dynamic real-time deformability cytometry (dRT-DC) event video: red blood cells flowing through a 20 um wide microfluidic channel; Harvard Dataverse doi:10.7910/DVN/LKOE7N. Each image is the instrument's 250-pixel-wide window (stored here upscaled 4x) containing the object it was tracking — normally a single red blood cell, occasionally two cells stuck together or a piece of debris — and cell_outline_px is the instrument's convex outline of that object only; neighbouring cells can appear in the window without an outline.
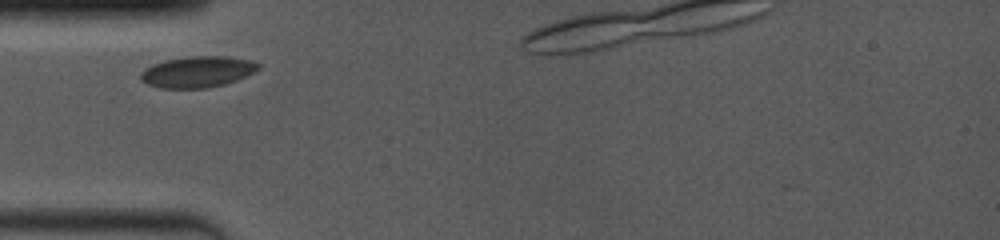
{"species": "common noctule bat (a hibernating species)", "species_latin": "Nyctalus noctula", "temperature_condition": "room temperature", "stored_images_in_passage": 58, "camera_frame_rate_fps": 4000, "um_per_image_px": 0.085, "animal": {"sex": "female", "body_mass_g": 19.0, "forearm_length_mm": 53.3}, "frame": {"image": 1, "passage_image": 1, "time_ms": 0.0, "image_size_px": [1000, 240], "cell_outline_px": [[260, 68], [256, 72], [236, 80], [224, 84], [208, 88], [160, 88], [148, 84], [140, 80], [140, 72], [144, 68], [152, 64], [164, 60], [188, 56], [228, 56], [252, 60], [260, 64]], "centroid_in_image_um": [16.79, 6.09], "position_along_channel_um": 68.2, "area_um2": 21.68}}
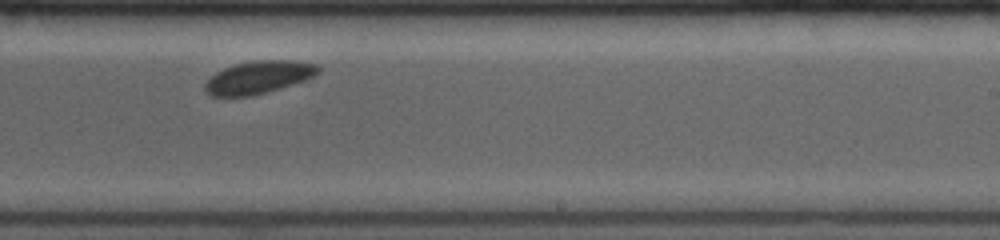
{"frame": {"image": 2, "passage_image": 31, "time_ms": 5.25, "image_size_px": [1000, 240], "cell_outline_px": [[320, 72], [304, 80], [280, 88], [252, 96], [212, 96], [204, 92], [204, 84], [216, 72], [224, 68], [236, 64], [256, 60], [292, 60], [316, 64], [320, 68]], "centroid_in_image_um": [21.96, 6.57], "position_along_channel_um": 267.0, "area_um2": 21.39}}
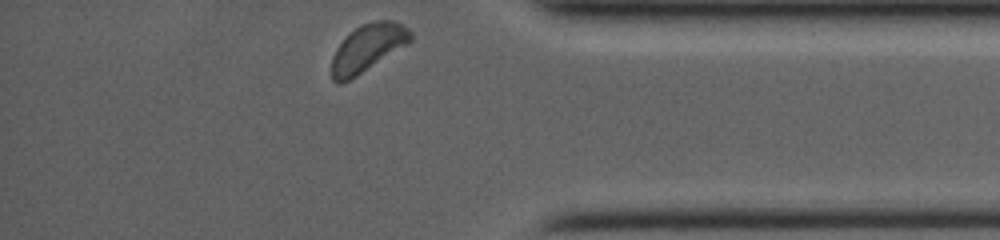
{"frame": {"image": 3, "passage_image": 58, "time_ms": 9.0, "image_size_px": [1000, 240], "cell_outline_px": [[412, 40], [408, 44], [356, 76], [340, 84], [336, 84], [332, 80], [332, 56], [336, 48], [360, 24], [376, 20], [396, 20], [404, 24], [412, 32]], "centroid_in_image_um": [31.29, 4.06], "position_along_channel_um": 403.9, "area_um2": 21.73}}